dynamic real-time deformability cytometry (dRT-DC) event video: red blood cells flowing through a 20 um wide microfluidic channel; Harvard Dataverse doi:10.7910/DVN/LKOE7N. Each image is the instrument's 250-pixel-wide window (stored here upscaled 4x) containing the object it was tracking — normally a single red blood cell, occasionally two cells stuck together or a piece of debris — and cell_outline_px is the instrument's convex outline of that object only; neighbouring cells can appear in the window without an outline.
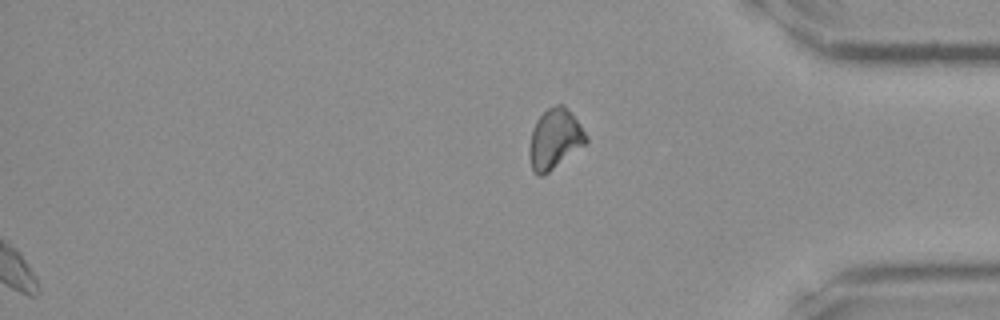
{"species": "Egyptian fruit bat (a non-hibernating species)", "species_latin": "Rousettus aegyptiacus", "temperature_condition": "room temperature", "stored_images_in_passage": 31, "segment_of_instrument_passage": [2, 2], "camera_frame_rate_fps": 3000, "um_per_image_px": 0.085, "frame": {"image": 1, "passage_image": 31, "time_ms": 10.0, "image_size_px": [1000, 320], "cell_outline_px": [[588, 140], [584, 144], [548, 172], [540, 176], [536, 176], [532, 172], [528, 152], [528, 148], [532, 128], [536, 120], [548, 108], [556, 104], [564, 104], [572, 112], [588, 136]], "centroid_in_image_um": [47.12, 11.79], "position_along_channel_um": 388.1, "area_um2": 19.88}}